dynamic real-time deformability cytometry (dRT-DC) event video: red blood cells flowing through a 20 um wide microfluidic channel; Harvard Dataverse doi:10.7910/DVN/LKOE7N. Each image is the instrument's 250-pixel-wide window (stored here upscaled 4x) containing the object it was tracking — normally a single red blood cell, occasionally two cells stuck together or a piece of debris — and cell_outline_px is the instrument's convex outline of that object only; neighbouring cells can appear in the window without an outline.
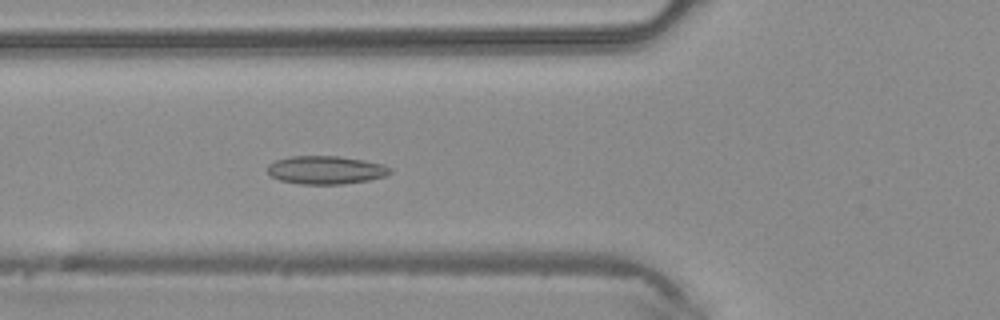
{"species": "common noctule bat (a hibernating species)", "species_latin": "Nyctalus noctula", "temperature_condition": "warm", "stored_images_in_passage": 19, "camera_frame_rate_fps": 3000, "um_per_image_px": 0.085, "animal": {"sex": "male", "body_mass_g": 20.4}, "frame": {"image": 1, "passage_image": 6, "time_ms": 1.667, "image_size_px": [1000, 320], "cell_outline_px": [[392, 172], [384, 176], [368, 180], [340, 184], [300, 184], [280, 180], [272, 176], [268, 172], [268, 164], [276, 160], [288, 156], [340, 156], [364, 160], [384, 164], [392, 168]], "centroid_in_image_um": [27.7, 14.44], "position_along_channel_um": 98.1, "area_um2": 20.17}}
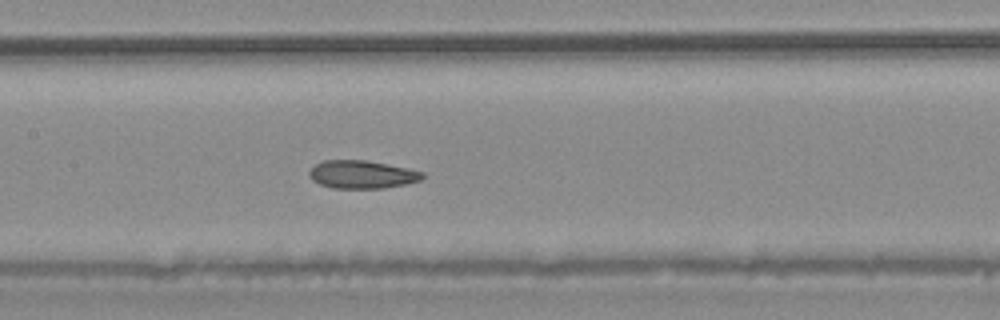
{"frame": {"image": 2, "passage_image": 11, "time_ms": 3.333, "image_size_px": [1000, 320], "cell_outline_px": [[424, 176], [420, 180], [404, 184], [384, 188], [332, 188], [320, 184], [312, 180], [308, 176], [308, 172], [316, 164], [324, 160], [364, 160], [388, 164], [408, 168], [424, 172]], "centroid_in_image_um": [30.75, 14.83], "position_along_channel_um": 176.6, "area_um2": 18.44}}
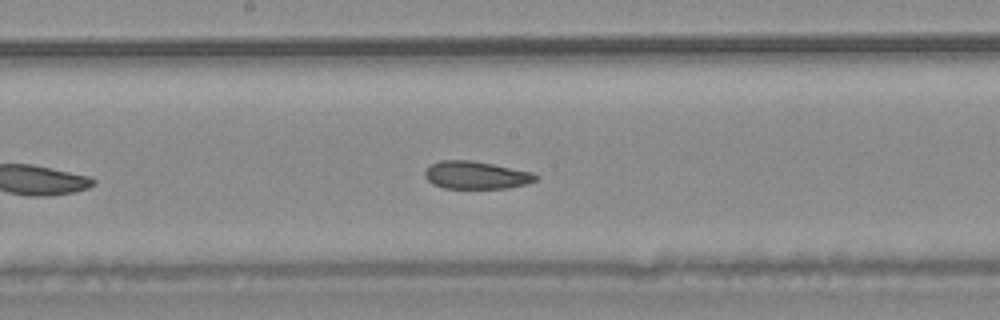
{"frame": {"image": 3, "passage_image": 13, "time_ms": 4.0, "image_size_px": [1000, 320], "cell_outline_px": [[540, 176], [536, 180], [528, 184], [508, 188], [444, 188], [432, 184], [424, 176], [424, 172], [432, 164], [440, 160], [472, 160], [532, 172]], "centroid_in_image_um": [40.48, 14.89], "position_along_channel_um": 207.7, "area_um2": 17.92}}